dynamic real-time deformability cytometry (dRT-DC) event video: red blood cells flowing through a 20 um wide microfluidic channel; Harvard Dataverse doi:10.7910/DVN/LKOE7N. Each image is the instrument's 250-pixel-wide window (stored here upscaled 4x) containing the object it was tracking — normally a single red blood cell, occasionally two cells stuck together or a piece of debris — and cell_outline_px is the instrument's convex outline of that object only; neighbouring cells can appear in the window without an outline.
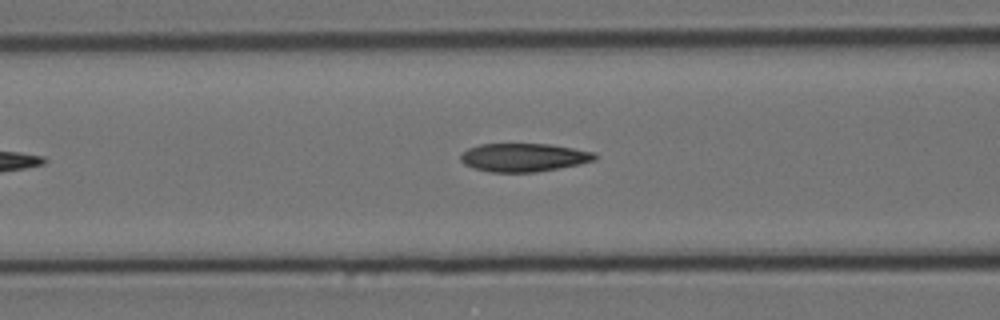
{"species": "Egyptian fruit bat (a non-hibernating species)", "species_latin": "Rousettus aegyptiacus", "temperature_condition": "cold", "stored_images_in_passage": 32, "camera_frame_rate_fps": 3000, "um_per_image_px": 0.085, "animal": {"sex": "female"}, "frame": {"image": 1, "passage_image": 9, "time_ms": 2.667, "image_size_px": [1000, 320], "cell_outline_px": [[596, 160], [580, 164], [536, 172], [488, 172], [472, 168], [464, 164], [460, 160], [460, 156], [468, 148], [480, 144], [548, 144], [572, 148], [592, 152], [596, 156]], "centroid_in_image_um": [44.47, 13.39], "position_along_channel_um": 122.1, "area_um2": 22.08}}
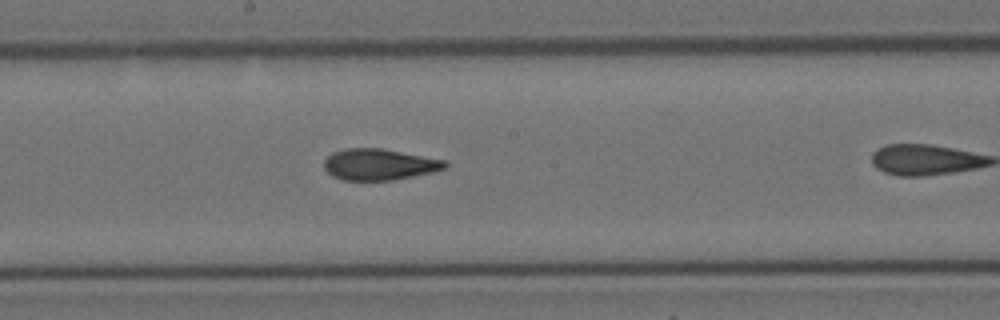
{"frame": {"image": 2, "passage_image": 17, "time_ms": 5.333, "image_size_px": [1000, 320], "cell_outline_px": [[448, 168], [432, 172], [392, 180], [340, 180], [332, 176], [324, 168], [324, 160], [332, 152], [344, 148], [380, 148], [448, 160]], "centroid_in_image_um": [32.24, 13.97], "position_along_channel_um": 216.0, "area_um2": 22.2}}
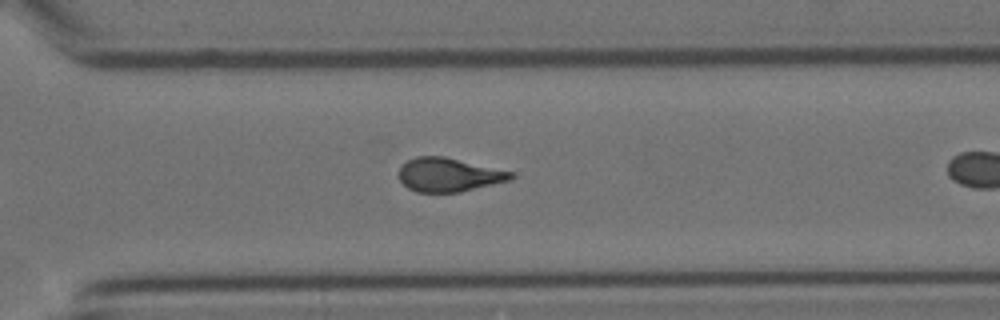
{"frame": {"image": 3, "passage_image": 27, "time_ms": 8.667, "image_size_px": [1000, 320], "cell_outline_px": [[516, 176], [512, 180], [460, 192], [416, 192], [408, 188], [400, 180], [400, 164], [416, 156], [444, 156], [512, 172]], "centroid_in_image_um": [38.15, 14.86], "position_along_channel_um": 332.5, "area_um2": 22.02}}